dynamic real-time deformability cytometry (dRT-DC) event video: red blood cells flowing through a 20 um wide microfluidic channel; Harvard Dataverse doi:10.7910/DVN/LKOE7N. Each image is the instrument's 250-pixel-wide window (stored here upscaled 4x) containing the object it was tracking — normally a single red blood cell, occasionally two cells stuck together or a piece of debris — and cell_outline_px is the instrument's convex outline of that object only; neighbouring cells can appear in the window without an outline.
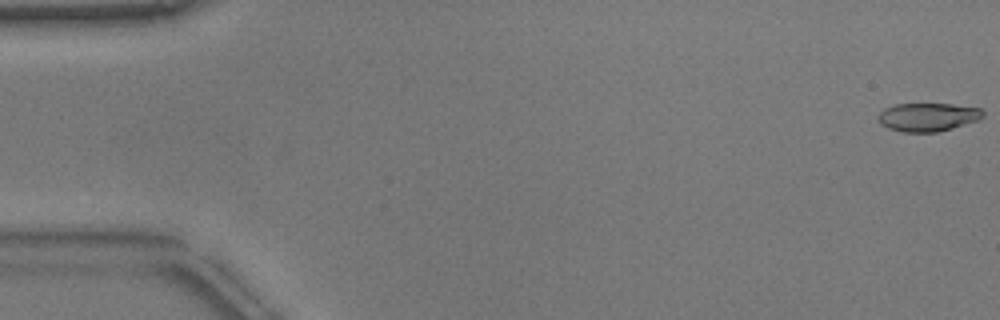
{"species": "common noctule bat (a hibernating species)", "species_latin": "Nyctalus noctula", "temperature_condition": "warm", "stored_images_in_passage": 51, "camera_frame_rate_fps": 3000, "um_per_image_px": 0.085, "animal": {"sex": "male", "body_mass_g": 17.9}, "frame": {"image": 1, "passage_image": 1, "time_ms": 0.0, "image_size_px": [1000, 320], "cell_outline_px": [[984, 116], [980, 120], [952, 128], [936, 132], [904, 132], [888, 128], [880, 124], [876, 116], [884, 108], [896, 104], [952, 104], [980, 108], [984, 112]], "centroid_in_image_um": [78.86, 9.95], "position_along_channel_um": 6.1, "area_um2": 17.46}}
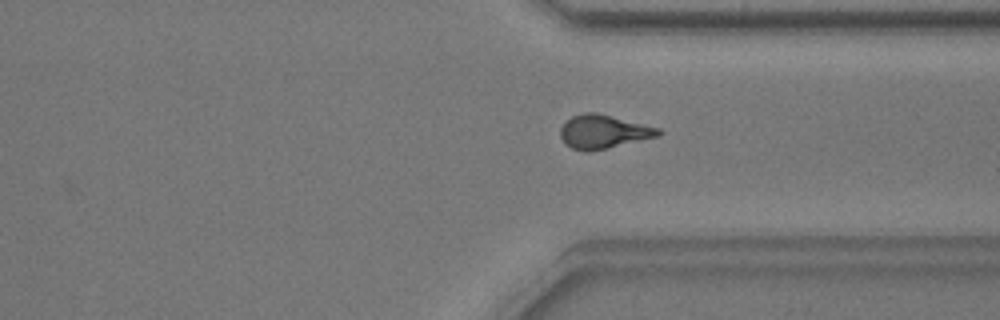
{"frame": {"image": 2, "passage_image": 40, "time_ms": 13.0, "image_size_px": [1000, 320], "cell_outline_px": [[664, 132], [656, 136], [588, 152], [584, 152], [572, 148], [564, 144], [560, 136], [560, 128], [572, 116], [584, 112], [596, 112], [660, 128]], "centroid_in_image_um": [51.25, 11.19], "position_along_channel_um": 360.2, "area_um2": 18.96}}
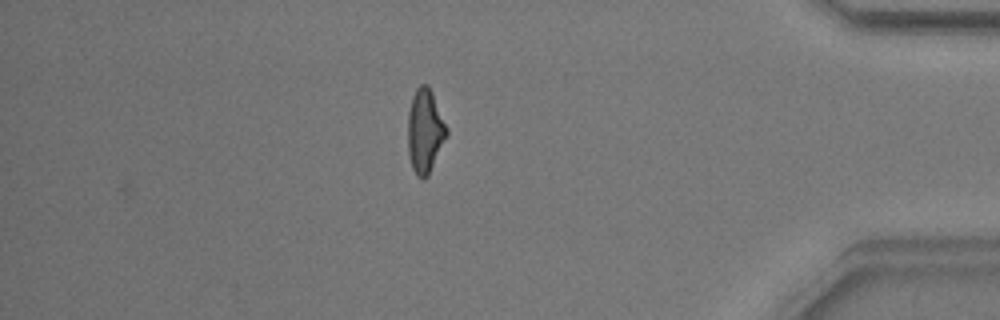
{"frame": {"image": 3, "passage_image": 46, "time_ms": 15.0, "image_size_px": [1000, 320], "cell_outline_px": [[448, 132], [428, 176], [424, 180], [420, 180], [416, 176], [412, 168], [408, 156], [408, 112], [412, 96], [416, 88], [420, 84], [428, 84], [432, 92], [448, 128]], "centroid_in_image_um": [36.1, 11.15], "position_along_channel_um": 399.1, "area_um2": 19.13}, "authors_computed_cell_mechanics": {"area_um2": 18.6694, "velocity_mm_per_s": 3.8274, "shape_relaxation_time_tau1_ms": 6.0299, "shape_relaxation_time_tau2_ms": 1.9784, "deformation_change_tau1": 0.1948, "deformation_change_tau2": 0.1035}}